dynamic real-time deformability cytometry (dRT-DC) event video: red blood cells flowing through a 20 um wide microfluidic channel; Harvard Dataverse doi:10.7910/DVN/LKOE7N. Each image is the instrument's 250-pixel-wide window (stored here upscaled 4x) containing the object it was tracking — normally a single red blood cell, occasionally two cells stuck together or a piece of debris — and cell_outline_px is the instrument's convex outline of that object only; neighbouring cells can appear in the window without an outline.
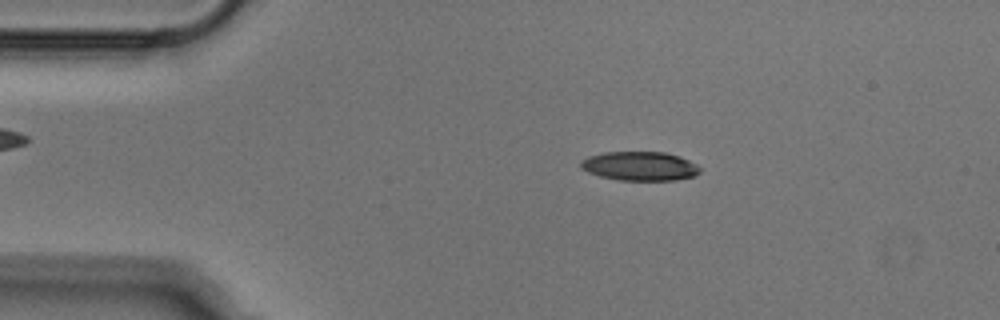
{"species": "Egyptian fruit bat (a non-hibernating species)", "species_latin": "Rousettus aegyptiacus", "temperature_condition": "cold", "stored_images_in_passage": 51, "camera_frame_rate_fps": 3000, "um_per_image_px": 0.085, "animal": {"sex": "male"}, "frame": {"image": 1, "passage_image": 9, "time_ms": 2.667, "image_size_px": [1000, 320], "cell_outline_px": [[700, 172], [696, 176], [676, 180], [620, 180], [600, 176], [588, 172], [580, 168], [580, 160], [588, 156], [604, 152], [664, 152], [680, 156], [696, 164], [700, 168]], "centroid_in_image_um": [54.38, 14.12], "position_along_channel_um": 30.6, "area_um2": 20.29}}
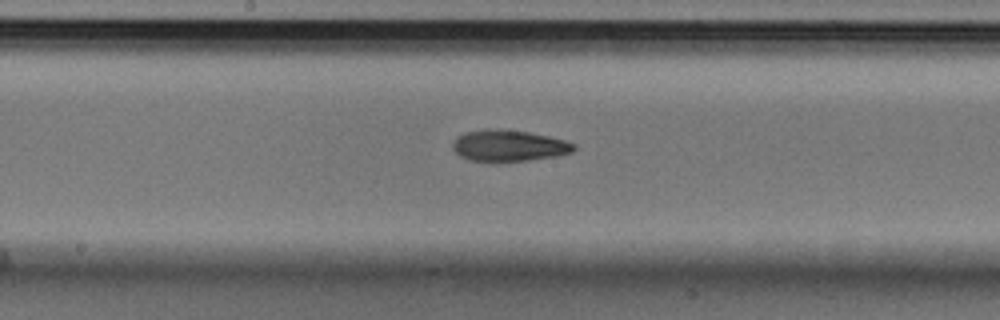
{"frame": {"image": 2, "passage_image": 26, "time_ms": 8.333, "image_size_px": [1000, 320], "cell_outline_px": [[576, 148], [572, 152], [556, 156], [528, 160], [496, 164], [492, 164], [468, 160], [460, 156], [452, 148], [452, 144], [456, 136], [464, 132], [484, 128], [500, 128], [528, 132], [548, 136], [564, 140], [576, 144]], "centroid_in_image_um": [43.18, 12.4], "position_along_channel_um": 205.0, "area_um2": 23.0}}
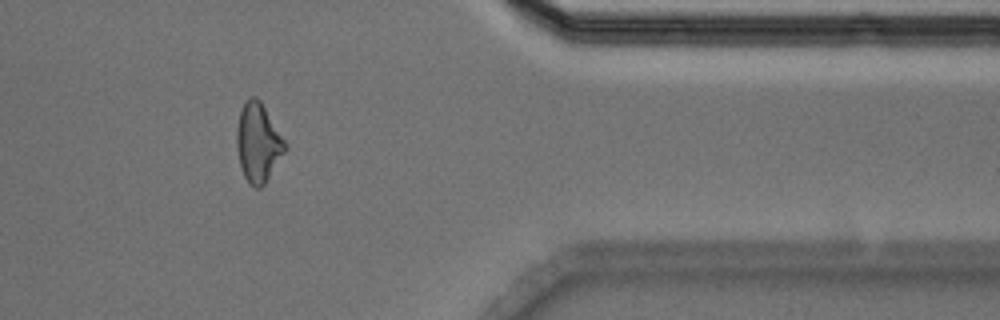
{"frame": {"image": 3, "passage_image": 42, "time_ms": 13.667, "image_size_px": [1000, 320], "cell_outline_px": [[288, 148], [264, 184], [260, 188], [256, 188], [248, 184], [244, 176], [240, 164], [236, 148], [236, 128], [240, 112], [244, 100], [248, 96], [256, 96], [260, 100], [288, 144]], "centroid_in_image_um": [21.94, 12.11], "position_along_channel_um": 389.5, "area_um2": 22.54}}